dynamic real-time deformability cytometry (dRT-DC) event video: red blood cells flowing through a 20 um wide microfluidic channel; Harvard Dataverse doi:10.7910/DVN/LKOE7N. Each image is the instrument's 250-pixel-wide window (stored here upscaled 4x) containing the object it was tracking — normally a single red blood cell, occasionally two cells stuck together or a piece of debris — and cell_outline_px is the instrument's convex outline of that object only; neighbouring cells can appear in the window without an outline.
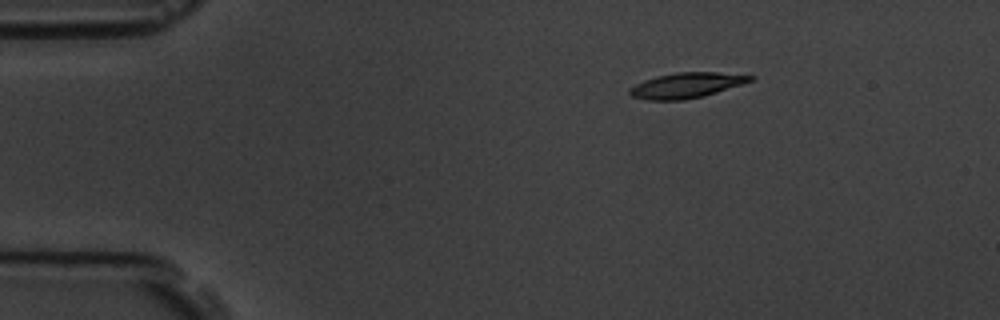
{"species": "common noctule bat (a hibernating species)", "species_latin": "Nyctalus noctula", "temperature_condition": "room temperature", "stored_images_in_passage": 2, "camera_frame_rate_fps": 3000, "um_per_image_px": 0.085, "animal": {"sex": "male", "body_mass_g": 19.5, "forearm_length_mm": 54.6}, "frame": {"image": 1, "passage_image": 2, "time_ms": 1.333, "image_size_px": [1000, 320], "cell_outline_px": [[756, 76], [752, 80], [704, 96], [684, 100], [648, 100], [632, 96], [628, 92], [628, 88], [644, 80], [656, 76], [676, 72], [716, 72]], "centroid_in_image_um": [58.29, 7.25], "position_along_channel_um": 26.7, "area_um2": 17.63}}